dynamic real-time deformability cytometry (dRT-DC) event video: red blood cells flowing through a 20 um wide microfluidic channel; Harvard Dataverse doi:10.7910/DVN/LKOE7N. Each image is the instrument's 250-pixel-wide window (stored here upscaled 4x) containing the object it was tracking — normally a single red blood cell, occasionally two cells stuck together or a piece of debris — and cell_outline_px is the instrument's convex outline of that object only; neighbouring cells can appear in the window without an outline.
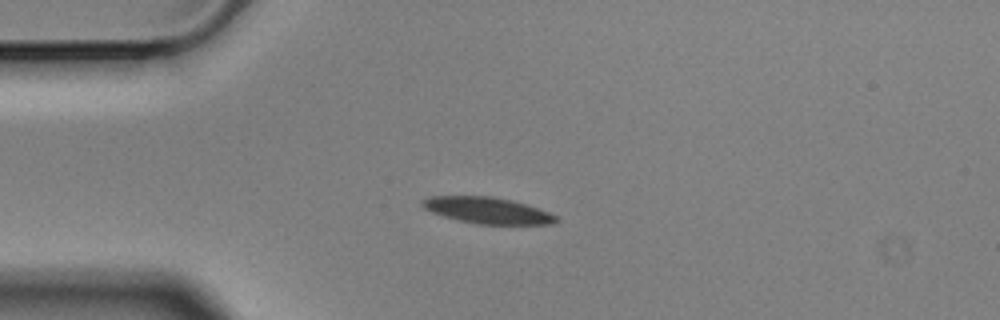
{"species": "Egyptian fruit bat (a non-hibernating species)", "species_latin": "Rousettus aegyptiacus", "temperature_condition": "cold", "stored_images_in_passage": 5, "camera_frame_rate_fps": 3000, "um_per_image_px": 0.085, "animal": {"sex": "male"}, "frame": {"image": 1, "passage_image": 3, "time_ms": 0.667, "image_size_px": [1000, 320], "cell_outline_px": [[560, 220], [556, 224], [476, 224], [444, 216], [432, 212], [424, 208], [420, 204], [420, 200], [432, 196], [492, 196], [512, 200], [548, 212], [556, 216]], "centroid_in_image_um": [41.42, 17.88], "position_along_channel_um": 43.6, "area_um2": 20.4}}
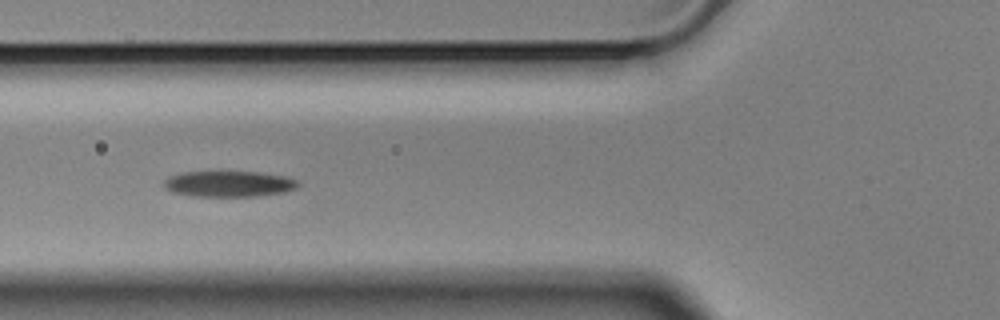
{"frame": {"image": 2, "passage_image": 5, "time_ms": 1.333, "image_size_px": [1000, 320], "cell_outline_px": [[300, 184], [296, 188], [284, 192], [256, 196], [192, 196], [172, 192], [164, 188], [164, 180], [168, 176], [180, 172], [256, 172], [284, 176], [296, 180]], "centroid_in_image_um": [19.41, 15.63], "position_along_channel_um": 106.4, "area_um2": 20.17}}